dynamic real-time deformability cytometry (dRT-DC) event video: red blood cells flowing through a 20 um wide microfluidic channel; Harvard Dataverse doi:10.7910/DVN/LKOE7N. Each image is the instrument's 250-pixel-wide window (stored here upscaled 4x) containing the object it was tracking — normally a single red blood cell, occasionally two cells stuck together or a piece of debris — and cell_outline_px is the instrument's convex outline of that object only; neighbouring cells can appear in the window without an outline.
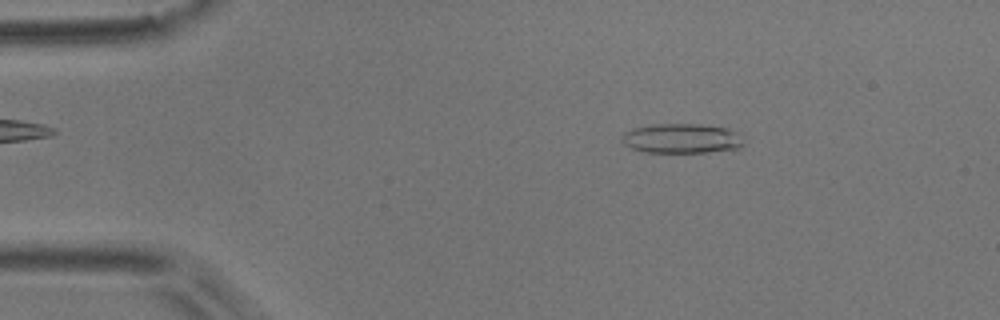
{"species": "common noctule bat (a hibernating species)", "species_latin": "Nyctalus noctula", "temperature_condition": "room temperature", "stored_images_in_passage": 52, "camera_frame_rate_fps": 3000, "um_per_image_px": 0.085, "animal": {"sex": "male", "body_mass_g": 17.9}, "frame": {"image": 1, "passage_image": 7, "time_ms": 2.0, "image_size_px": [1000, 320], "cell_outline_px": [[744, 144], [740, 148], [708, 152], [644, 152], [632, 148], [624, 144], [624, 132], [636, 128], [652, 124], [700, 124], [728, 128], [740, 132], [744, 140]], "centroid_in_image_um": [58.04, 11.76], "position_along_channel_um": 27.0, "area_um2": 21.1}}
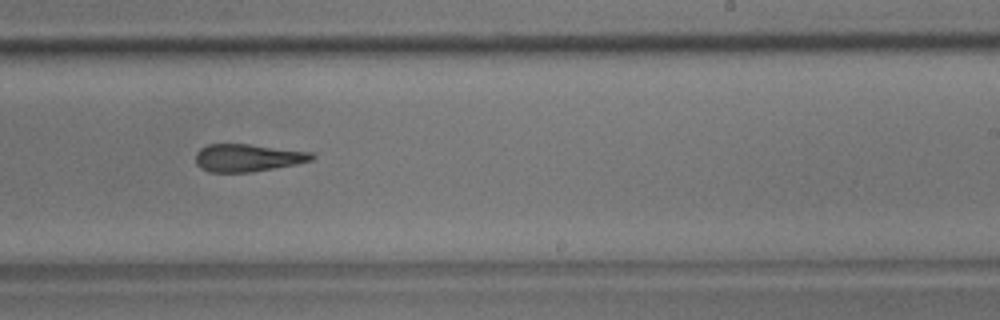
{"frame": {"image": 2, "passage_image": 31, "time_ms": 10.0, "image_size_px": [1000, 320], "cell_outline_px": [[316, 156], [312, 160], [296, 164], [252, 172], [208, 172], [200, 168], [196, 164], [196, 152], [200, 148], [208, 144], [248, 144], [312, 152]], "centroid_in_image_um": [21.03, 13.41], "position_along_channel_um": 268.0, "area_um2": 18.73}}
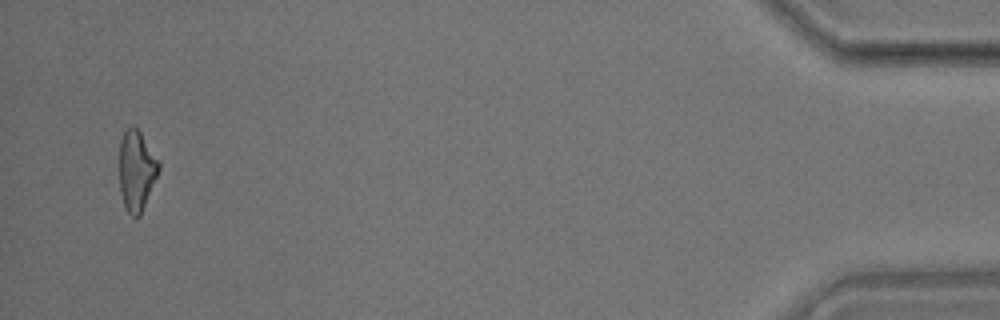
{"frame": {"image": 3, "passage_image": 50, "time_ms": 16.333, "image_size_px": [1000, 320], "cell_outline_px": [[160, 168], [140, 216], [132, 216], [128, 212], [124, 204], [120, 192], [120, 140], [124, 132], [132, 124], [140, 132], [160, 164]], "centroid_in_image_um": [11.59, 14.5], "position_along_channel_um": 423.6, "area_um2": 18.03}, "authors_computed_cell_mechanics": {"area_um2": 19.4208, "velocity_mm_per_s": 3.7519, "shape_relaxation_time_tau1_ms": null, "shape_relaxation_time_tau2_ms": 4.0502, "deformation_change_tau1": null, "deformation_change_tau2": 0.1602}}